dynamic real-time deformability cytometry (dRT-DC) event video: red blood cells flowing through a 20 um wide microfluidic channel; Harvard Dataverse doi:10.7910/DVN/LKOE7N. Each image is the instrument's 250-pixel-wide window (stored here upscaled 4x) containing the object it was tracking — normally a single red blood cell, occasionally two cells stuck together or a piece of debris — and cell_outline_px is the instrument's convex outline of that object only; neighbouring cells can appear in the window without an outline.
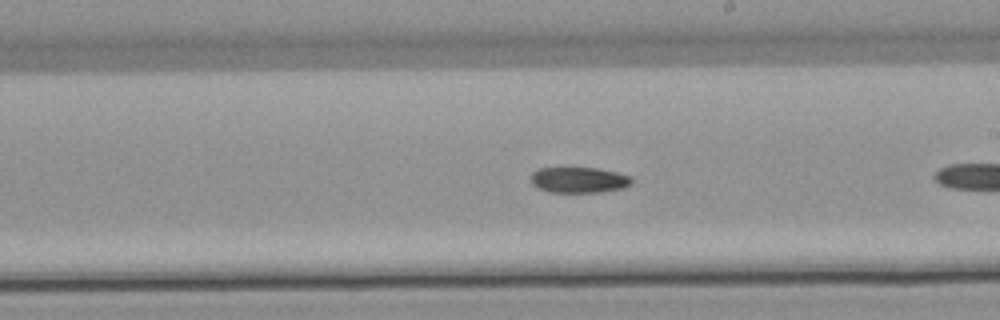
{"species": "common noctule bat (a hibernating species)", "species_latin": "Nyctalus noctula", "temperature_condition": "warm", "stored_images_in_passage": 26, "camera_frame_rate_fps": 3000, "um_per_image_px": 0.085, "animal": {"sex": "male", "body_mass_g": 21.5, "forearm_length_mm": 52.0}, "frame": {"image": 1, "passage_image": 15, "time_ms": 4.667, "image_size_px": [1000, 320], "cell_outline_px": [[632, 184], [624, 188], [600, 192], [548, 192], [536, 188], [532, 184], [532, 172], [540, 168], [596, 168], [616, 172], [632, 176]], "centroid_in_image_um": [49.22, 15.3], "position_along_channel_um": 239.8, "area_um2": 15.2}}